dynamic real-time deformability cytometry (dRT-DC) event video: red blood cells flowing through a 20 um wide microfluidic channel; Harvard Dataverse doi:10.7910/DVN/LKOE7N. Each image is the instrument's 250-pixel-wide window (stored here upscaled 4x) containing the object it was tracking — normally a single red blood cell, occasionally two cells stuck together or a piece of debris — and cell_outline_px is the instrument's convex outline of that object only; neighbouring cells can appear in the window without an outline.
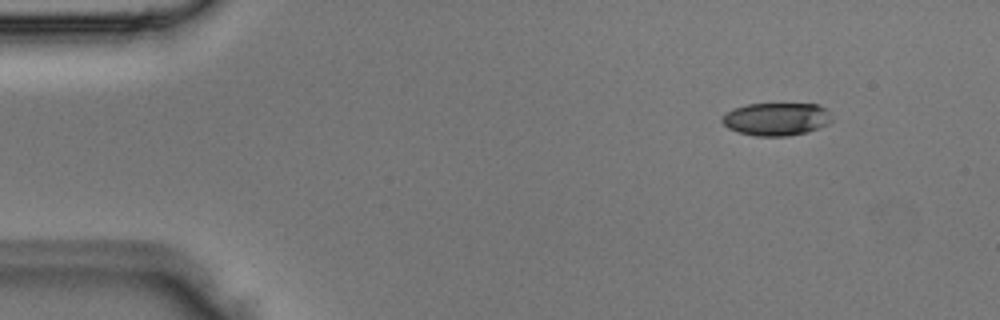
{"species": "Egyptian fruit bat (a non-hibernating species)", "species_latin": "Rousettus aegyptiacus", "temperature_condition": "room temperature", "stored_images_in_passage": 3, "camera_frame_rate_fps": 3000, "um_per_image_px": 0.085, "animal": {"sex": "male"}, "frame": {"image": 1, "passage_image": 1, "time_ms": 0.0, "image_size_px": [1000, 320], "cell_outline_px": [[832, 120], [828, 124], [808, 132], [788, 136], [756, 136], [740, 132], [728, 128], [720, 120], [732, 108], [748, 104], [820, 104], [828, 108], [832, 116]], "centroid_in_image_um": [66.04, 10.11], "position_along_channel_um": 19.0, "area_um2": 21.15}}